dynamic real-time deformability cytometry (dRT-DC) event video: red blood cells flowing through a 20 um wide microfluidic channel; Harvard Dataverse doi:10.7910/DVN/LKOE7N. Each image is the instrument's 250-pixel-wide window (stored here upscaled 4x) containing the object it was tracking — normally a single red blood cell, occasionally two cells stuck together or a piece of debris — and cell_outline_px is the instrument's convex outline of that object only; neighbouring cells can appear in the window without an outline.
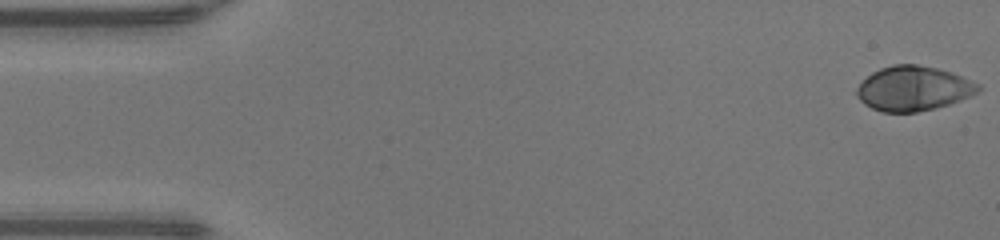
{"species": "human", "species_latin": "Homo sapiens", "temperature_condition": "warm", "stored_images_in_passage": 49, "camera_frame_rate_fps": 3000, "um_per_image_px": 0.085, "donor": {"sex": "male"}, "frame": {"image": 1, "passage_image": 1, "time_ms": 0.0, "image_size_px": [1000, 240], "cell_outline_px": [[980, 88], [972, 96], [936, 108], [916, 112], [884, 112], [872, 108], [864, 104], [856, 96], [856, 88], [872, 72], [880, 68], [892, 64], [916, 64], [936, 68], [952, 72], [980, 84]], "centroid_in_image_um": [77.63, 7.52], "position_along_channel_um": 7.4, "area_um2": 31.56}}
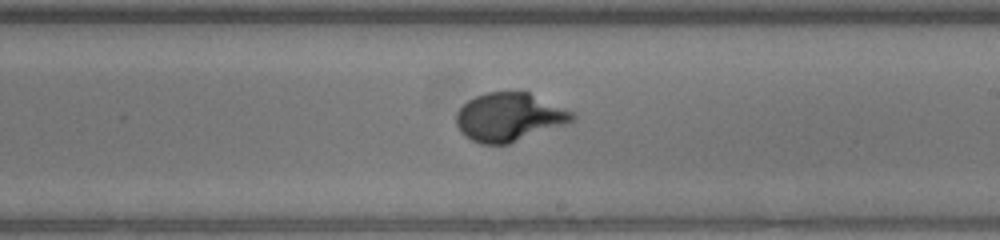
{"frame": {"image": 2, "passage_image": 28, "time_ms": 9.0, "image_size_px": [1000, 240], "cell_outline_px": [[576, 120], [508, 144], [480, 144], [464, 136], [460, 132], [456, 124], [456, 112], [468, 100], [484, 92], [528, 92], [576, 112]], "centroid_in_image_um": [43.28, 9.95], "position_along_channel_um": 245.7, "area_um2": 32.83}}
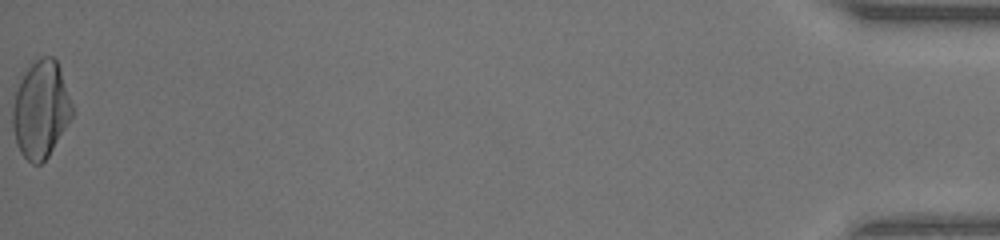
{"frame": {"image": 3, "passage_image": 49, "time_ms": 16.0, "image_size_px": [1000, 240], "cell_outline_px": [[72, 116], [48, 156], [40, 164], [32, 164], [20, 152], [16, 144], [12, 128], [12, 108], [16, 92], [20, 80], [28, 68], [40, 56], [52, 56], [56, 60], [60, 68], [72, 104]], "centroid_in_image_um": [3.45, 9.31], "position_along_channel_um": 431.8, "area_um2": 33.35}, "authors_computed_cell_mechanics": {"area_um2": 31.7322, "velocity_mm_per_s": 4.2556, "shape_relaxation_time_tau1_ms": 3.397, "shape_relaxation_time_tau2_ms": null, "deformation_change_tau1": 0.2263, "deformation_change_tau2": null}}